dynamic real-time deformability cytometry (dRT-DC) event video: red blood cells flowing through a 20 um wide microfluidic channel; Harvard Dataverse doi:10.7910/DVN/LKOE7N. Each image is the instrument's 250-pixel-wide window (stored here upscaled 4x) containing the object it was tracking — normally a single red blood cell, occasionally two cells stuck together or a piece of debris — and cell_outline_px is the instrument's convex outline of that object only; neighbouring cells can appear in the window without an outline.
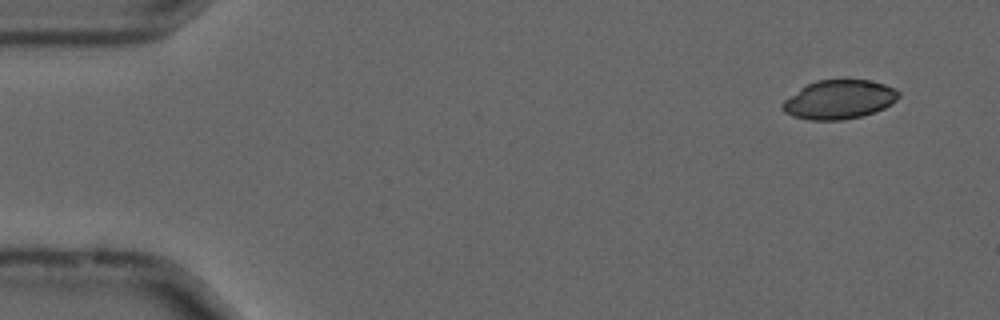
{"species": "common noctule bat (a hibernating species)", "species_latin": "Nyctalus noctula", "temperature_condition": "cold", "stored_images_in_passage": 55, "camera_frame_rate_fps": 3000, "um_per_image_px": 0.085, "animal": {"sex": "male", "forearm_length_mm": 52.5}, "frame": {"image": 1, "passage_image": 4, "time_ms": 1.0, "image_size_px": [1000, 320], "cell_outline_px": [[900, 96], [892, 104], [884, 108], [860, 116], [844, 120], [808, 120], [792, 116], [784, 112], [780, 108], [780, 104], [784, 100], [800, 88], [816, 80], [872, 80], [884, 84], [900, 92]], "centroid_in_image_um": [71.29, 8.47], "position_along_channel_um": 13.7, "area_um2": 26.41}}
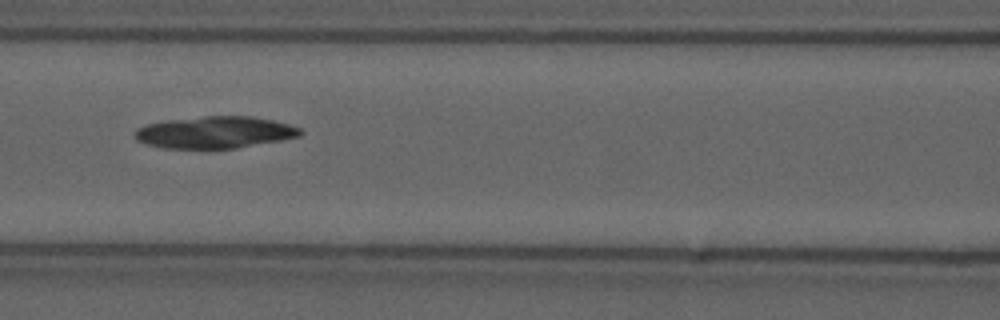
{"frame": {"image": 2, "passage_image": 24, "time_ms": 7.667, "image_size_px": [1000, 320], "cell_outline_px": [[304, 132], [300, 136], [280, 140], [236, 148], [164, 148], [148, 144], [136, 140], [136, 128], [148, 124], [168, 120], [204, 116], [252, 116], [272, 120], [288, 124], [300, 128]], "centroid_in_image_um": [18.29, 11.24], "position_along_channel_um": 148.3, "area_um2": 30.46}}
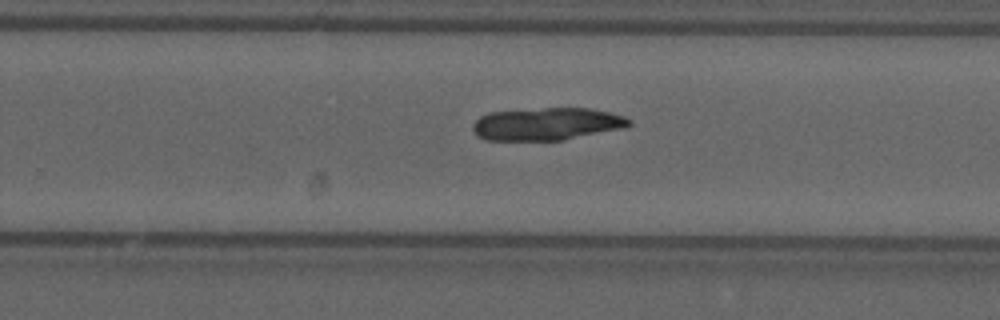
{"frame": {"image": 3, "passage_image": 35, "time_ms": 11.333, "image_size_px": [1000, 320], "cell_outline_px": [[632, 124], [624, 128], [564, 140], [484, 140], [476, 136], [472, 128], [472, 124], [480, 116], [488, 112], [544, 108], [592, 108], [624, 116], [632, 120]], "centroid_in_image_um": [46.47, 10.54], "position_along_channel_um": 283.3, "area_um2": 29.88}}